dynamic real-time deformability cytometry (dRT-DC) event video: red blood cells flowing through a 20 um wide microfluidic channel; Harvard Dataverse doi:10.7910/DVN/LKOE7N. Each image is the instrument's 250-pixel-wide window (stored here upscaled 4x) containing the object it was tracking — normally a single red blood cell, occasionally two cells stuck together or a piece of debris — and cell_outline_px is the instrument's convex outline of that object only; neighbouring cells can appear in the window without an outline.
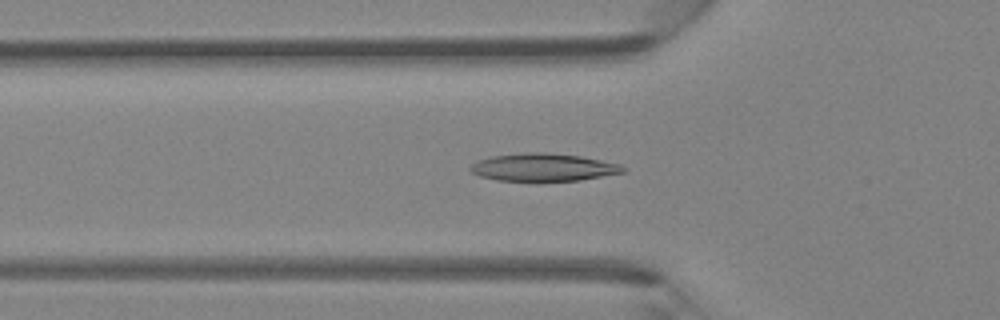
{"species": "Egyptian fruit bat (a non-hibernating species)", "species_latin": "Rousettus aegyptiacus", "temperature_condition": "room temperature", "stored_images_in_passage": 46, "camera_frame_rate_fps": 3000, "um_per_image_px": 0.085, "animal": {"sex": "female"}, "frame": {"image": 1, "passage_image": 16, "time_ms": 5.0, "image_size_px": [1000, 320], "cell_outline_px": [[624, 172], [580, 180], [496, 180], [480, 176], [472, 172], [468, 168], [476, 160], [492, 156], [524, 152], [544, 152], [580, 156], [620, 164], [624, 168]], "centroid_in_image_um": [46.13, 14.2], "position_along_channel_um": 79.7, "area_um2": 24.33}}
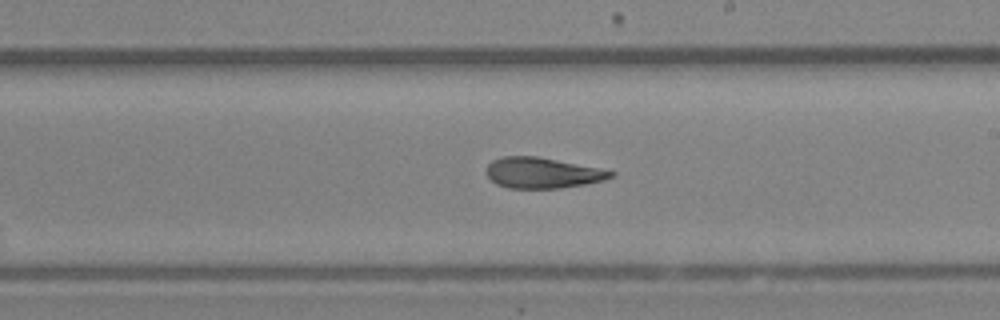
{"frame": {"image": 2, "passage_image": 27, "time_ms": 8.667, "image_size_px": [1000, 320], "cell_outline_px": [[616, 172], [612, 176], [604, 180], [584, 184], [560, 188], [508, 188], [496, 184], [484, 172], [488, 164], [492, 160], [504, 156], [536, 156]], "centroid_in_image_um": [46.03, 14.7], "position_along_channel_um": 243.0, "area_um2": 21.96}}
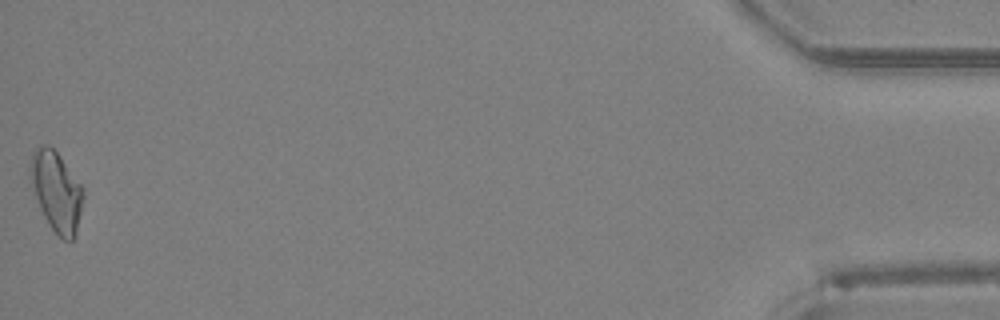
{"frame": {"image": 3, "passage_image": 46, "time_ms": 15.0, "image_size_px": [1000, 320], "cell_outline_px": [[84, 196], [76, 236], [72, 240], [64, 240], [48, 224], [40, 208], [28, 176], [28, 168], [32, 152], [40, 144], [48, 144], [56, 152], [84, 188]], "centroid_in_image_um": [4.78, 16.25], "position_along_channel_um": 430.4, "area_um2": 24.74}}